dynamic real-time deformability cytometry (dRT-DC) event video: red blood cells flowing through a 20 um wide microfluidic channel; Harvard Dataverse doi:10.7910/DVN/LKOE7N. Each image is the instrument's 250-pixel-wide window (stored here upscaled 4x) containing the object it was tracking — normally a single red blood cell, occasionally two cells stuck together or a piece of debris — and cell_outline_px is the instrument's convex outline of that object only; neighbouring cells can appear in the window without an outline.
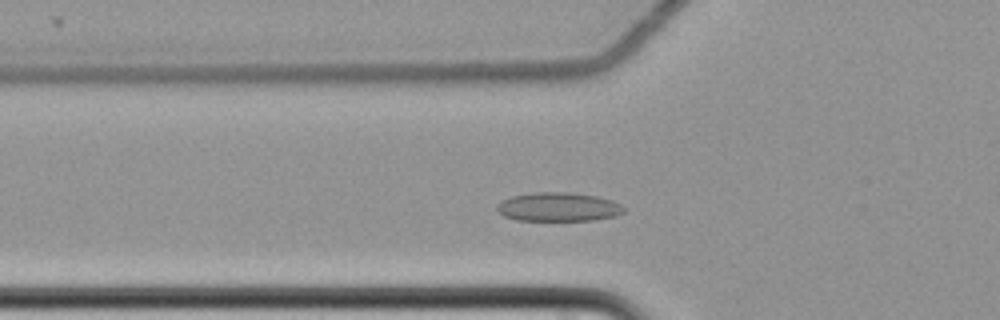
{"species": "common noctule bat (a hibernating species)", "species_latin": "Nyctalus noctula", "temperature_condition": "cold", "stored_images_in_passage": 44, "camera_frame_rate_fps": 3000, "um_per_image_px": 0.085, "animal": {"sex": "female", "body_mass_g": 22.7, "forearm_length_mm": 54.2}, "frame": {"image": 1, "passage_image": 13, "time_ms": 4.0, "image_size_px": [1000, 320], "cell_outline_px": [[624, 212], [616, 216], [592, 220], [516, 220], [504, 216], [496, 212], [496, 204], [512, 196], [536, 192], [572, 192], [596, 196], [612, 200], [620, 204], [624, 208]], "centroid_in_image_um": [47.44, 17.59], "position_along_channel_um": 78.4, "area_um2": 21.39}}
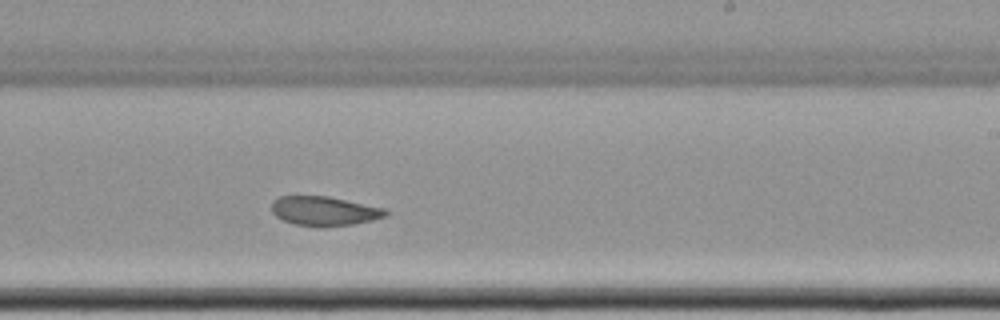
{"frame": {"image": 2, "passage_image": 29, "time_ms": 9.333, "image_size_px": [1000, 320], "cell_outline_px": [[388, 216], [372, 220], [352, 224], [320, 228], [316, 228], [292, 224], [276, 216], [272, 212], [272, 200], [280, 196], [328, 196], [384, 208], [388, 212]], "centroid_in_image_um": [27.54, 17.95], "position_along_channel_um": 261.5, "area_um2": 19.71}}
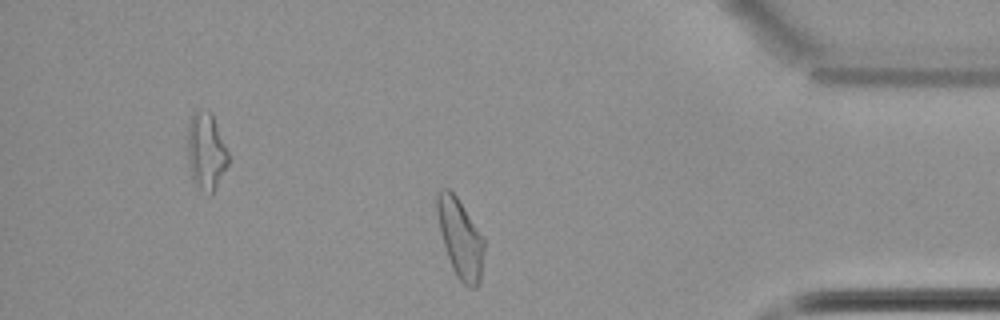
{"frame": {"image": 3, "passage_image": 43, "time_ms": 14.0, "image_size_px": [1000, 320], "cell_outline_px": [[484, 248], [480, 280], [476, 288], [468, 288], [456, 276], [452, 268], [440, 232], [436, 212], [436, 192], [440, 188], [448, 188], [456, 196], [484, 240]], "centroid_in_image_um": [39.09, 20.26], "position_along_channel_um": 396.1, "area_um2": 21.33}}